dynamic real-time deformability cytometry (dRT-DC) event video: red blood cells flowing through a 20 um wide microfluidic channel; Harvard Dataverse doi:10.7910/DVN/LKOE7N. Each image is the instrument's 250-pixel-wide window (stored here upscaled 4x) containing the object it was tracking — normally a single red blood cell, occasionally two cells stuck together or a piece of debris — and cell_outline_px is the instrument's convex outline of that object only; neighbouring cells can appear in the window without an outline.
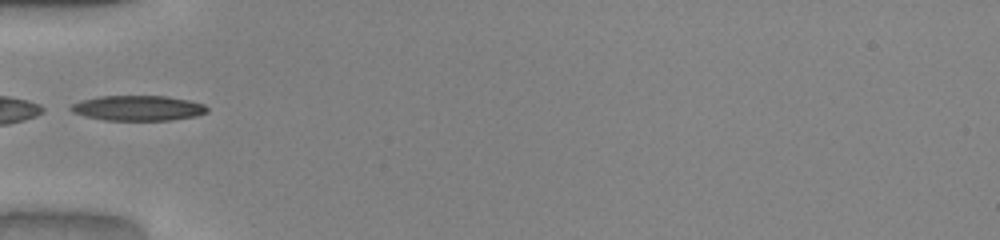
{"species": "common noctule bat (a hibernating species)", "species_latin": "Nyctalus noctula", "temperature_condition": "warm", "stored_images_in_passage": 31, "camera_frame_rate_fps": 3000, "um_per_image_px": 0.085, "animal": {"sex": "male", "body_mass_g": 20.0, "forearm_length_mm": 53.3}, "frame": {"image": 1, "passage_image": 1, "time_ms": 0.0, "image_size_px": [1000, 240], "cell_outline_px": [[208, 112], [196, 116], [172, 120], [104, 120], [84, 116], [72, 112], [68, 108], [72, 104], [80, 100], [100, 96], [168, 96], [188, 100], [204, 104], [208, 108]], "centroid_in_image_um": [11.72, 9.19], "position_along_channel_um": 73.3, "area_um2": 20.11}, "authors_computed_cell_mechanics": {"area_um2": 19.8832, "velocity_mm_per_s": 4.1091, "shape_relaxation_time_tau1_ms": 5.6593, "shape_relaxation_time_tau2_ms": 1.1567, "deformation_change_tau1": 0.2444, "deformation_change_tau2": 0.068}}